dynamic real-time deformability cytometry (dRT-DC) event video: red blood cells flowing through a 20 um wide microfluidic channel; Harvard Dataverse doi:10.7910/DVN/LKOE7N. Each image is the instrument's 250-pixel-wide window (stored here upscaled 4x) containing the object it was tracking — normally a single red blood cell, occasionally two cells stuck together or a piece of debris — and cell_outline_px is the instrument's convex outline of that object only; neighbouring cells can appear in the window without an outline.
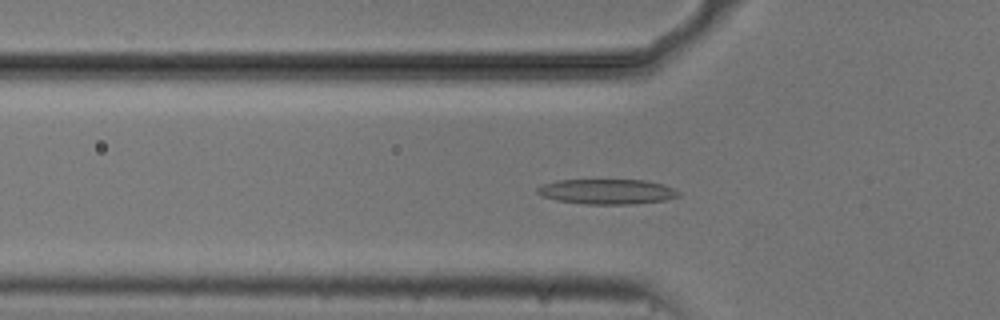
{"species": "common noctule bat (a hibernating species)", "species_latin": "Nyctalus noctula", "temperature_condition": "cold", "stored_images_in_passage": 46, "camera_frame_rate_fps": 3000, "um_per_image_px": 0.085, "animal": {"sex": "male", "body_mass_g": 20.5, "forearm_length_mm": 52.5}, "frame": {"image": 1, "passage_image": 10, "time_ms": 3.0, "image_size_px": [1000, 320], "cell_outline_px": [[680, 196], [664, 200], [632, 204], [584, 204], [556, 200], [540, 196], [536, 192], [536, 188], [544, 184], [556, 180], [644, 180], [664, 184], [680, 192]], "centroid_in_image_um": [51.57, 16.29], "position_along_channel_um": 74.2, "area_um2": 20.69}}
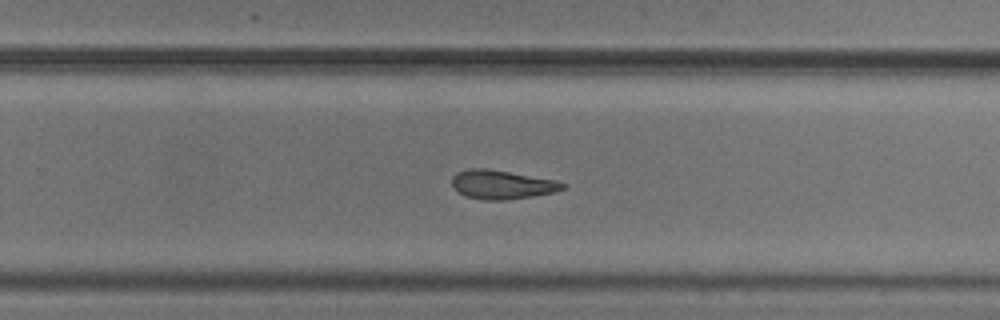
{"frame": {"image": 2, "passage_image": 27, "time_ms": 8.667, "image_size_px": [1000, 320], "cell_outline_px": [[568, 184], [564, 188], [556, 192], [532, 196], [504, 200], [484, 200], [464, 196], [456, 192], [452, 188], [452, 176], [456, 172], [468, 168], [484, 168], [556, 180]], "centroid_in_image_um": [42.62, 15.69], "position_along_channel_um": 287.2, "area_um2": 18.79}}
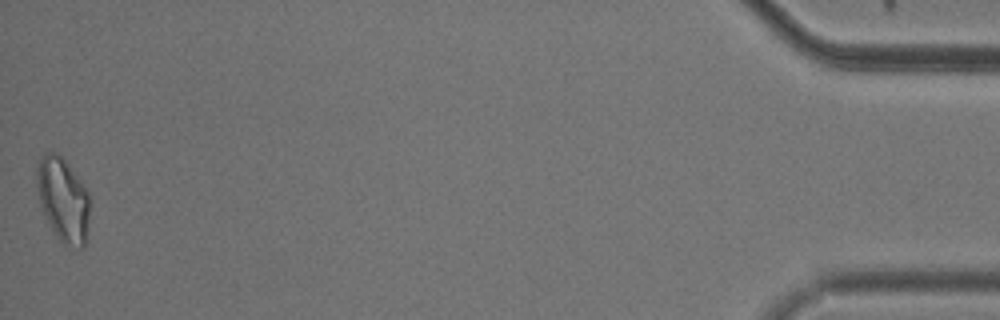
{"frame": {"image": 3, "passage_image": 46, "time_ms": 15.0, "image_size_px": [1000, 320], "cell_outline_px": [[88, 220], [84, 248], [80, 248], [60, 244], [48, 224], [40, 204], [36, 184], [36, 168], [40, 156], [44, 152], [56, 152], [68, 164], [80, 180], [88, 192]], "centroid_in_image_um": [5.32, 16.98], "position_along_channel_um": 429.9, "area_um2": 26.07}, "authors_computed_cell_mechanics": {"area_um2": 19.7676, "velocity_mm_per_s": 3.7489, "shape_relaxation_time_tau1_ms": null, "shape_relaxation_time_tau2_ms": 7.0533, "deformation_change_tau1": null, "deformation_change_tau2": 0.1746}}